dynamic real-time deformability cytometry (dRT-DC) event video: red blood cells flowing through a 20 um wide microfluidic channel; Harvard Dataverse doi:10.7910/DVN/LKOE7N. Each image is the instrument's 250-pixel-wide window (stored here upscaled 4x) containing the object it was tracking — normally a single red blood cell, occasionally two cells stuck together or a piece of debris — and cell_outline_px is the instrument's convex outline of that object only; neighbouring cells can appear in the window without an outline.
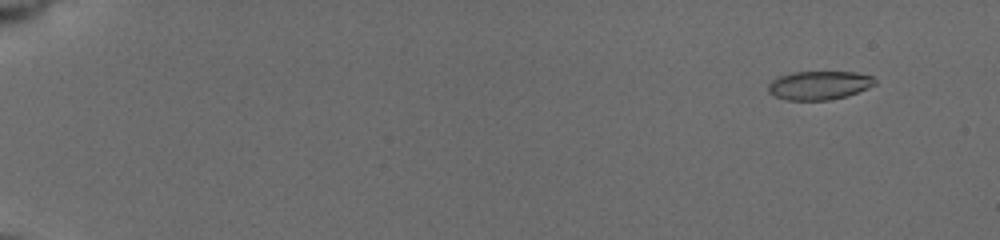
{"species": "common noctule bat (a hibernating species)", "species_latin": "Nyctalus noctula", "temperature_condition": "cold", "stored_images_in_passage": 58, "camera_frame_rate_fps": 3000, "um_per_image_px": 0.085, "animal": {"sex": "female", "body_mass_g": 19.5, "forearm_length_mm": 54.1}, "frame": {"image": 1, "passage_image": 6, "time_ms": 1.667, "image_size_px": [1000, 240], "cell_outline_px": [[876, 84], [868, 88], [844, 96], [828, 100], [788, 100], [772, 96], [768, 92], [768, 84], [772, 80], [780, 76], [792, 72], [856, 72], [872, 76], [876, 80]], "centroid_in_image_um": [69.6, 7.25], "position_along_channel_um": 15.4, "area_um2": 17.8}}
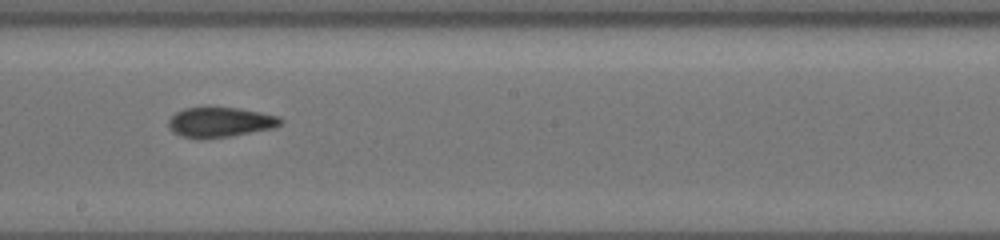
{"frame": {"image": 2, "passage_image": 36, "time_ms": 11.667, "image_size_px": [1000, 240], "cell_outline_px": [[284, 120], [276, 128], [228, 136], [184, 136], [172, 132], [168, 128], [168, 120], [176, 112], [184, 108], [240, 108], [280, 116]], "centroid_in_image_um": [18.77, 10.35], "position_along_channel_um": 229.4, "area_um2": 19.02}}
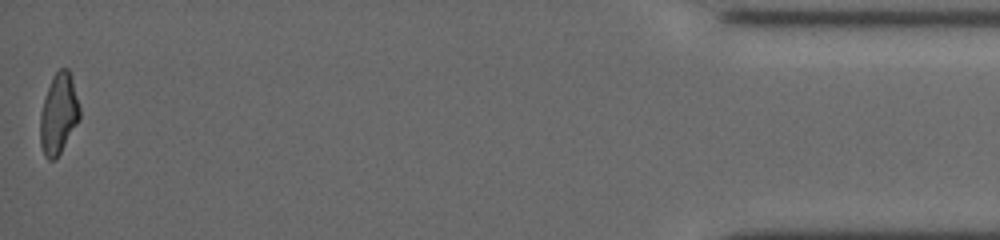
{"frame": {"image": 3, "passage_image": 58, "time_ms": 19.0, "image_size_px": [1000, 240], "cell_outline_px": [[80, 120], [56, 160], [48, 160], [44, 156], [40, 144], [40, 112], [52, 76], [60, 68], [68, 68], [72, 76], [80, 108]], "centroid_in_image_um": [4.99, 9.7], "position_along_channel_um": 430.2, "area_um2": 18.79}, "authors_computed_cell_mechanics": {"area_um2": 19.0162, "velocity_mm_per_s": 3.7711, "shape_relaxation_time_tau1_ms": null, "shape_relaxation_time_tau2_ms": 2.4406, "deformation_change_tau1": null, "deformation_change_tau2": 0.0827}}